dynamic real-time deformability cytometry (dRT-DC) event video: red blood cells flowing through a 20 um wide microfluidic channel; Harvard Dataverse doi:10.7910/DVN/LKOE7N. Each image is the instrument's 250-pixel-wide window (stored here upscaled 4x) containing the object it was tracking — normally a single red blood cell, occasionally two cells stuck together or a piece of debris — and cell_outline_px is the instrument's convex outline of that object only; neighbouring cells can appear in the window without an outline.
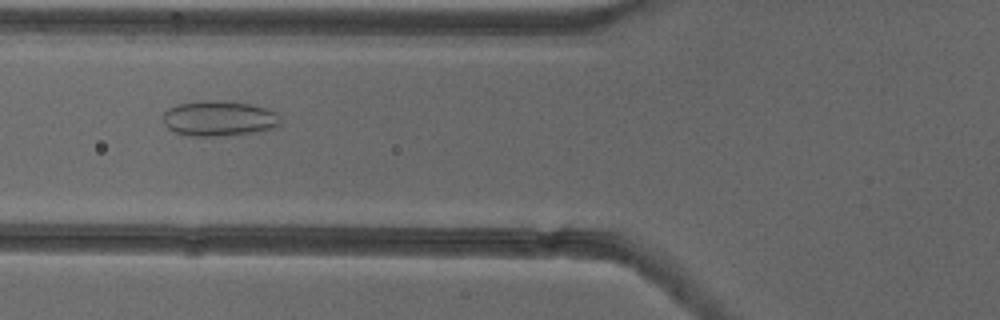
{"species": "common noctule bat (a hibernating species)", "species_latin": "Nyctalus noctula", "temperature_condition": "cold", "stored_images_in_passage": 34, "camera_frame_rate_fps": 3000, "um_per_image_px": 0.085, "animal": {"sex": "female"}, "frame": {"image": 1, "passage_image": 12, "time_ms": 3.667, "image_size_px": [1000, 320], "cell_outline_px": [[280, 128], [264, 132], [220, 136], [192, 136], [176, 132], [168, 128], [164, 124], [164, 112], [168, 108], [180, 104], [204, 100], [208, 100], [252, 104], [268, 108], [276, 112], [280, 116]], "centroid_in_image_um": [18.71, 10.09], "position_along_channel_um": 107.1, "area_um2": 24.51}}
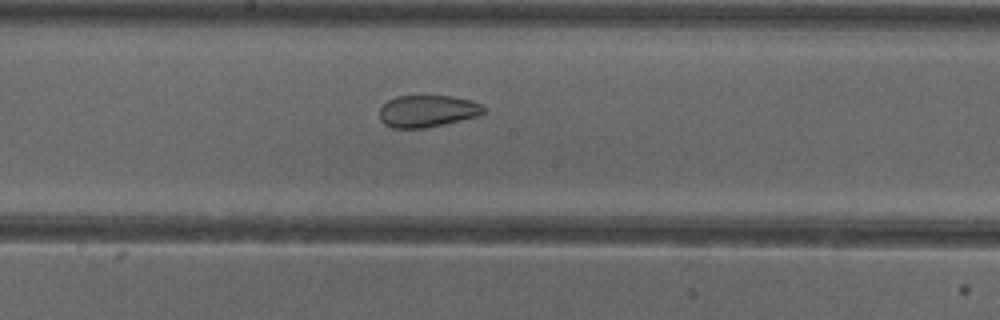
{"frame": {"image": 2, "passage_image": 20, "time_ms": 6.333, "image_size_px": [1000, 320], "cell_outline_px": [[484, 112], [480, 116], [444, 124], [424, 128], [392, 128], [384, 124], [380, 120], [380, 108], [388, 100], [396, 96], [452, 96], [472, 100], [480, 104], [484, 108]], "centroid_in_image_um": [36.33, 9.45], "position_along_channel_um": 211.9, "area_um2": 19.48}}
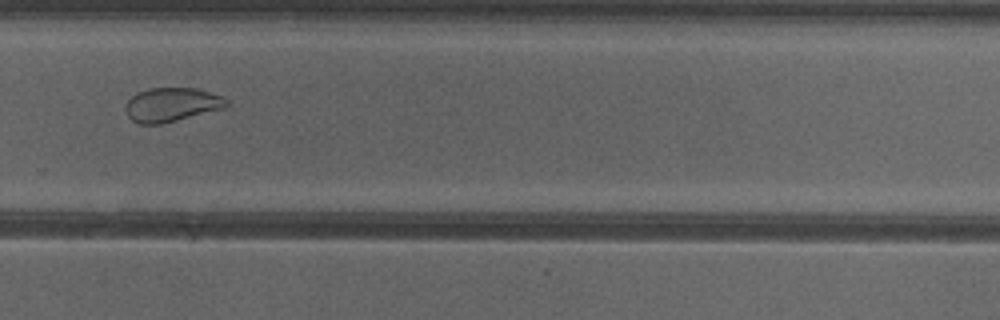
{"frame": {"image": 3, "passage_image": 28, "time_ms": 9.0, "image_size_px": [1000, 320], "cell_outline_px": [[228, 104], [224, 108], [160, 124], [140, 124], [132, 120], [128, 116], [124, 108], [128, 100], [136, 92], [148, 88], [196, 88], [224, 96], [228, 100]], "centroid_in_image_um": [14.58, 8.88], "position_along_channel_um": 315.2, "area_um2": 20.0}, "authors_computed_cell_mechanics": {"area_um2": 22.0507, "velocity_mm_per_s": 3.8935, "shape_relaxation_time_tau1_ms": null, "shape_relaxation_time_tau2_ms": 1.3076, "deformation_change_tau1": null, "deformation_change_tau2": 0.0676}}